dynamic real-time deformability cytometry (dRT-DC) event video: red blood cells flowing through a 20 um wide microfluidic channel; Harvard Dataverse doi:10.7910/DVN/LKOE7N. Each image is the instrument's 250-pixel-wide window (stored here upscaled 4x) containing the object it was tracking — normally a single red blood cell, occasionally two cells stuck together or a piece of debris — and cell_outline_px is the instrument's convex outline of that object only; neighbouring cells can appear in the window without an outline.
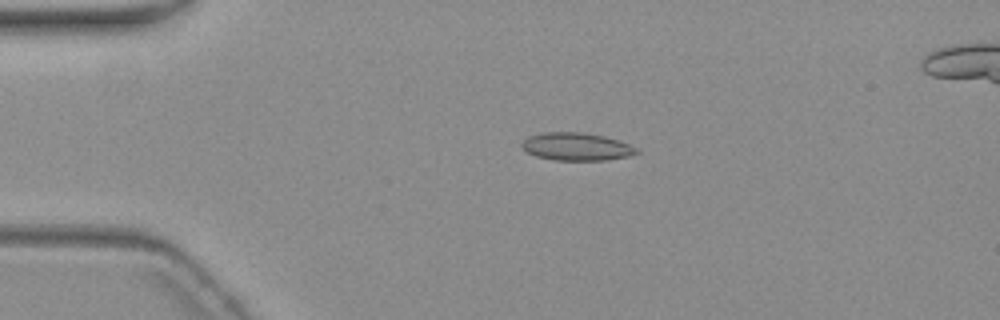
{"species": "common noctule bat (a hibernating species)", "species_latin": "Nyctalus noctula", "temperature_condition": "warm", "stored_images_in_passage": 2, "camera_frame_rate_fps": 3000, "um_per_image_px": 0.085, "animal": {"sex": "female", "body_mass_g": 19.3, "forearm_length_mm": 54.1}, "frame": {"image": 1, "passage_image": 1, "time_ms": 0.0, "image_size_px": [1000, 320], "cell_outline_px": [[640, 152], [628, 156], [604, 160], [556, 160], [536, 156], [528, 152], [520, 144], [528, 136], [544, 132], [580, 132], [604, 136], [620, 140], [636, 148]], "centroid_in_image_um": [49.0, 12.46], "position_along_channel_um": 36.0, "area_um2": 18.44}}